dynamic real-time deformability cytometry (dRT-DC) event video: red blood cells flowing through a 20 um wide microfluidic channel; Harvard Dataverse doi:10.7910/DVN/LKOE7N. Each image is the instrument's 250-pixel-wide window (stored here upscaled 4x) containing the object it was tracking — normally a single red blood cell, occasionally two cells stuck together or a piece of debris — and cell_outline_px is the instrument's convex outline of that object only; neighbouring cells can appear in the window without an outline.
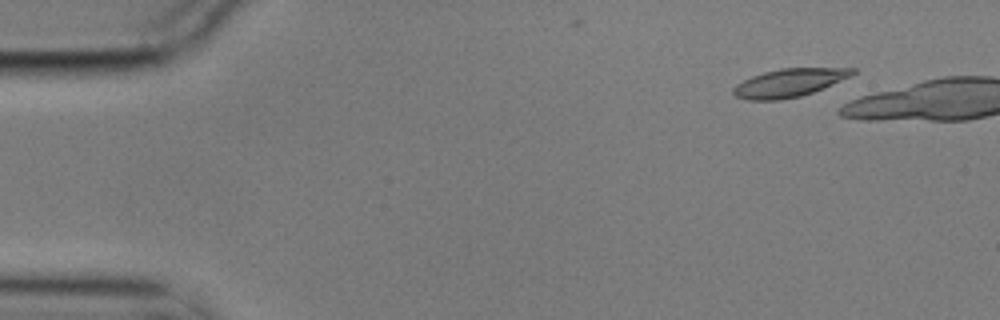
{"species": "common noctule bat (a hibernating species)", "species_latin": "Nyctalus noctula", "temperature_condition": "cold", "stored_images_in_passage": 22, "camera_frame_rate_fps": 3000, "um_per_image_px": 0.085, "animal": {"sex": "male", "body_mass_g": 17.9}, "frame": {"image": 1, "passage_image": 6, "time_ms": 1.667, "image_size_px": [1000, 320], "cell_outline_px": [[856, 72], [852, 76], [824, 88], [800, 96], [780, 100], [748, 100], [736, 96], [732, 92], [732, 88], [736, 84], [752, 76], [764, 72], [780, 68], [856, 68]], "centroid_in_image_um": [67.09, 7.03], "position_along_channel_um": 17.9, "area_um2": 19.59}}
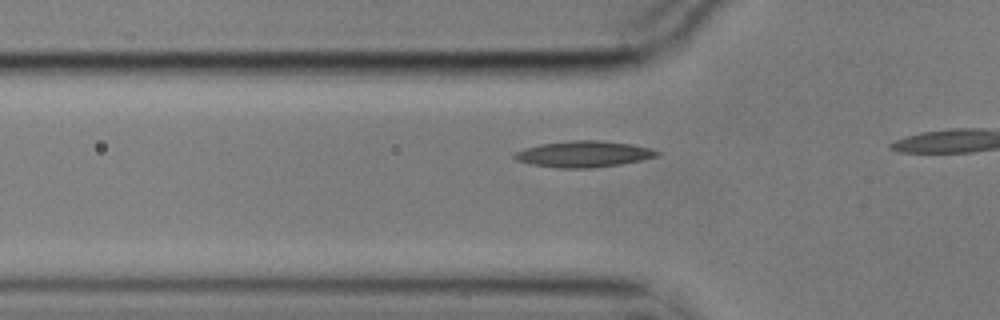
{"frame": {"image": 2, "passage_image": 19, "time_ms": 6.0, "image_size_px": [1000, 320], "cell_outline_px": [[660, 152], [656, 156], [640, 160], [620, 164], [592, 168], [556, 168], [532, 164], [516, 160], [512, 156], [516, 152], [524, 148], [540, 144], [576, 140], [600, 140], [632, 144], [648, 148]], "centroid_in_image_um": [49.57, 13.09], "position_along_channel_um": 76.2, "area_um2": 21.56}}